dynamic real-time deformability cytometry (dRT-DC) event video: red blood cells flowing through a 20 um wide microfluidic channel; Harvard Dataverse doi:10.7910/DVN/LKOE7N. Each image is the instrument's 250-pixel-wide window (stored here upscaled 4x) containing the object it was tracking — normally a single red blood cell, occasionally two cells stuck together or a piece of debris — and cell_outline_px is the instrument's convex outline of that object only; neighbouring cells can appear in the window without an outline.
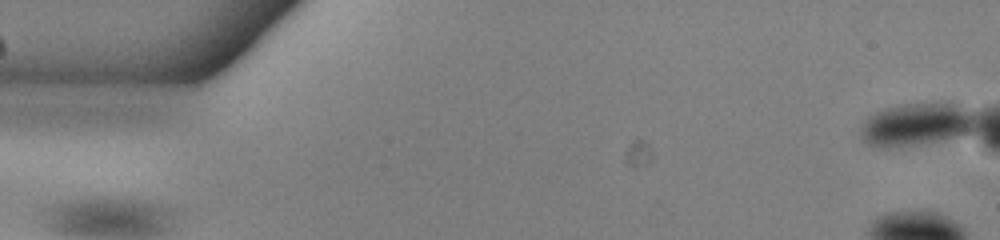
{"species": "common noctule bat (a hibernating species)", "species_latin": "Nyctalus noctula", "temperature_condition": "warm", "stored_images_in_passage": 12, "camera_frame_rate_fps": 3000, "um_per_image_px": 0.085, "animal": {"sex": "male", "body_mass_g": 13.0, "forearm_length_mm": 53.1}, "frame": {"image": 1, "passage_image": 1, "time_ms": 0.0, "image_size_px": [1000, 240], "cell_outline_px": [[980, 124], [976, 128], [964, 136], [916, 144], [888, 148], [880, 148], [868, 144], [860, 136], [860, 128], [864, 120], [868, 116], [884, 108], [900, 104], [956, 104], [972, 108], [976, 112]], "centroid_in_image_um": [77.99, 10.57], "position_along_channel_um": 7.0, "area_um2": 29.36}}